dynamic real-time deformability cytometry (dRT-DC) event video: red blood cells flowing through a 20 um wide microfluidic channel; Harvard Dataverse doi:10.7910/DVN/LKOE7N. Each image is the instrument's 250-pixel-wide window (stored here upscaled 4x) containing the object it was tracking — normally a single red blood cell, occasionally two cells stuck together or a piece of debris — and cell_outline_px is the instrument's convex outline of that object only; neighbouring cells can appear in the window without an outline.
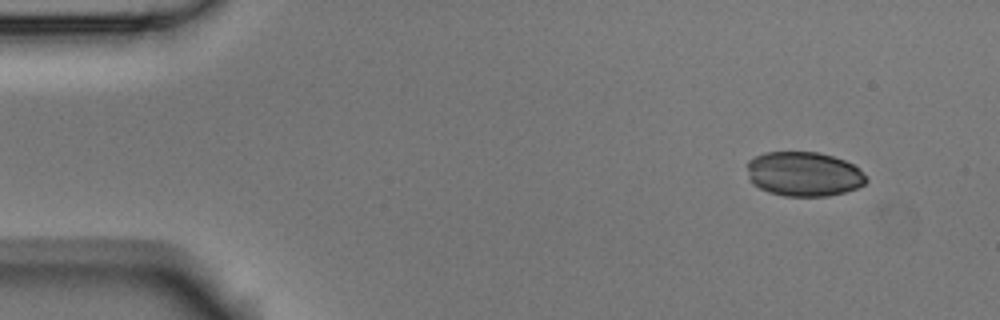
{"species": "Egyptian fruit bat (a non-hibernating species)", "species_latin": "Rousettus aegyptiacus", "temperature_condition": "room temperature", "stored_images_in_passage": 8, "camera_frame_rate_fps": 3000, "um_per_image_px": 0.085, "animal": {"sex": "male"}, "frame": {"image": 1, "passage_image": 1, "time_ms": 0.0, "image_size_px": [1000, 320], "cell_outline_px": [[868, 180], [864, 184], [856, 188], [844, 192], [828, 196], [784, 196], [768, 192], [752, 184], [748, 176], [748, 160], [764, 152], [820, 152], [844, 160], [860, 168]], "centroid_in_image_um": [68.32, 14.79], "position_along_channel_um": 16.7, "area_um2": 30.98}}
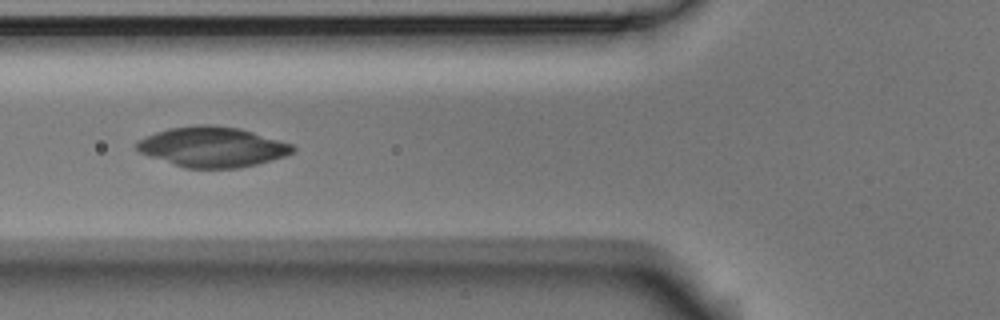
{"frame": {"image": 2, "passage_image": 5, "time_ms": 1.333, "image_size_px": [1000, 320], "cell_outline_px": [[296, 148], [292, 152], [284, 156], [256, 164], [240, 168], [184, 168], [148, 156], [140, 152], [136, 148], [136, 140], [144, 136], [168, 128], [196, 124], [212, 124], [240, 128], [292, 144]], "centroid_in_image_um": [18.0, 12.48], "position_along_channel_um": 107.8, "area_um2": 36.65}}
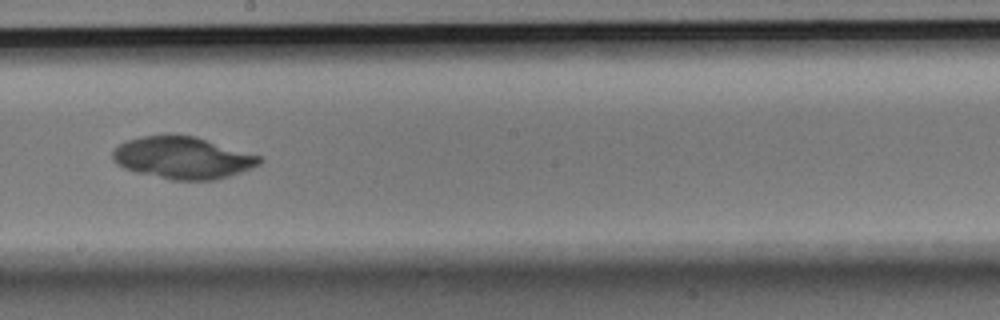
{"frame": {"image": 3, "passage_image": 8, "time_ms": 2.333, "image_size_px": [1000, 320], "cell_outline_px": [[264, 160], [260, 164], [240, 172], [216, 180], [172, 180], [136, 172], [124, 168], [116, 164], [112, 156], [112, 152], [120, 144], [128, 140], [144, 136], [172, 132], [196, 136], [260, 156]], "centroid_in_image_um": [15.52, 13.39], "position_along_channel_um": 232.7, "area_um2": 36.3}}